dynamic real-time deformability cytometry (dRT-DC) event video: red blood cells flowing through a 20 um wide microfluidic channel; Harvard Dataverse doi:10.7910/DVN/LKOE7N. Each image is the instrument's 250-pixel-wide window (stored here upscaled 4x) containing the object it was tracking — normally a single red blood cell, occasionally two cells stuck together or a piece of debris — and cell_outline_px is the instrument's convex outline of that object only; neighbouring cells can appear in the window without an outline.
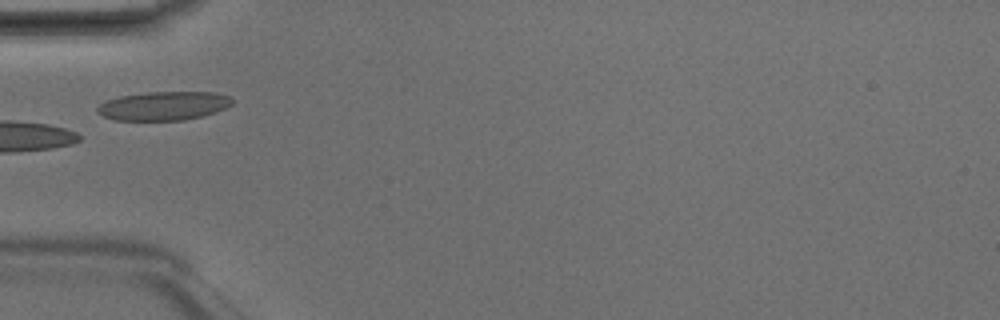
{"species": "Egyptian fruit bat (a non-hibernating species)", "species_latin": "Rousettus aegyptiacus", "temperature_condition": "room temperature", "stored_images_in_passage": 5, "camera_frame_rate_fps": 3000, "um_per_image_px": 0.085, "animal": {"sex": "male"}, "frame": {"image": 1, "passage_image": 4, "time_ms": 1.0, "image_size_px": [1000, 320], "cell_outline_px": [[236, 100], [232, 104], [216, 112], [184, 120], [112, 120], [96, 112], [96, 108], [104, 100], [120, 96], [148, 92], [216, 92], [232, 96]], "centroid_in_image_um": [13.92, 8.99], "position_along_channel_um": 71.1, "area_um2": 22.83}}